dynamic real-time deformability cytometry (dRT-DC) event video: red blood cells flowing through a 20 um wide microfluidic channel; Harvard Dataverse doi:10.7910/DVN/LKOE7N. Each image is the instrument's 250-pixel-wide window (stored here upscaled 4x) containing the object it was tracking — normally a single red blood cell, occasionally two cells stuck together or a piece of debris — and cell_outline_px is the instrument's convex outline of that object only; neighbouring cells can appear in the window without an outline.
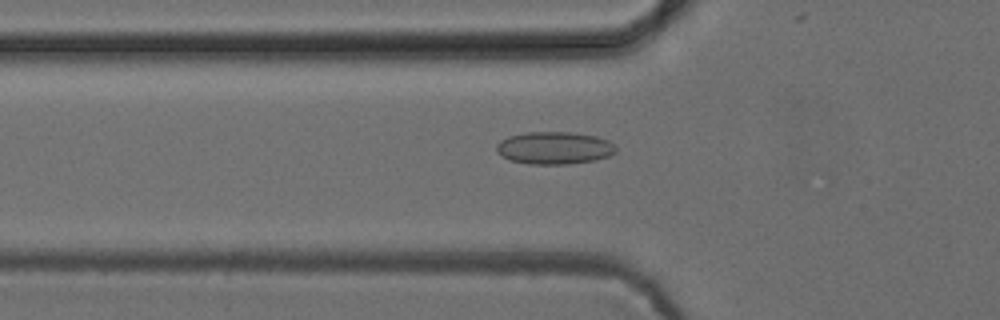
{"species": "common noctule bat (a hibernating species)", "species_latin": "Nyctalus noctula", "temperature_condition": "cold", "stored_images_in_passage": 52, "camera_frame_rate_fps": 3000, "um_per_image_px": 0.085, "animal": {"sex": "female", "body_mass_g": 24.6, "forearm_length_mm": 56.2}, "frame": {"image": 1, "passage_image": 18, "time_ms": 5.667, "image_size_px": [1000, 320], "cell_outline_px": [[616, 152], [608, 156], [596, 160], [568, 164], [528, 164], [508, 160], [496, 152], [496, 144], [500, 140], [508, 136], [524, 132], [568, 132], [596, 136], [608, 140], [616, 148]], "centroid_in_image_um": [47.07, 12.58], "position_along_channel_um": 78.7, "area_um2": 22.77}}
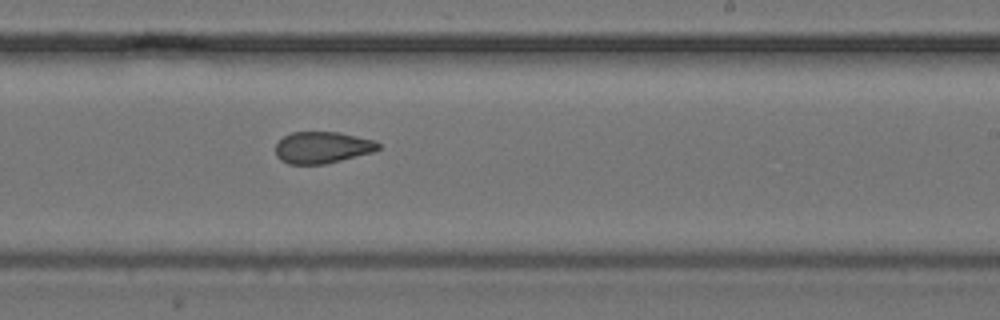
{"frame": {"image": 2, "passage_image": 32, "time_ms": 10.333, "image_size_px": [1000, 320], "cell_outline_px": [[380, 148], [372, 152], [324, 164], [288, 164], [280, 160], [276, 156], [276, 144], [284, 136], [292, 132], [340, 132], [376, 140], [380, 144]], "centroid_in_image_um": [27.4, 12.53], "position_along_channel_um": 261.6, "area_um2": 18.96}}
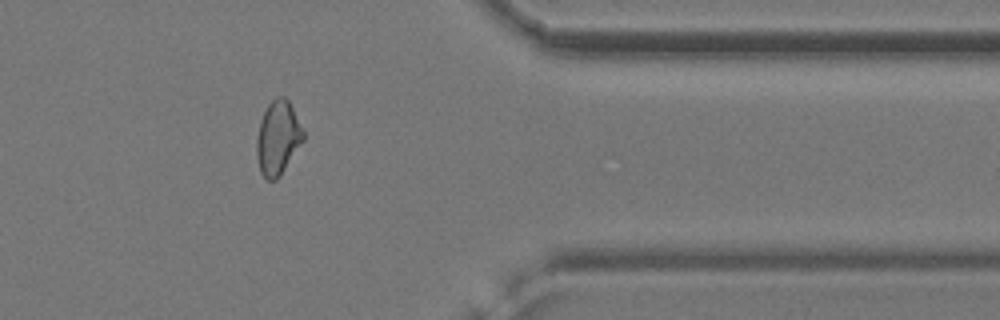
{"frame": {"image": 3, "passage_image": 43, "time_ms": 14.0, "image_size_px": [1000, 320], "cell_outline_px": [[304, 140], [280, 176], [276, 180], [268, 180], [260, 172], [256, 156], [256, 140], [260, 120], [268, 104], [276, 96], [284, 96], [288, 100], [304, 132]], "centroid_in_image_um": [23.6, 11.73], "position_along_channel_um": 387.8, "area_um2": 20.06}, "authors_computed_cell_mechanics": {"area_um2": 20.4034, "velocity_mm_per_s": 3.9054, "shape_relaxation_time_tau1_ms": null, "shape_relaxation_time_tau2_ms": 2.4186, "deformation_change_tau1": null, "deformation_change_tau2": 0.0818}}